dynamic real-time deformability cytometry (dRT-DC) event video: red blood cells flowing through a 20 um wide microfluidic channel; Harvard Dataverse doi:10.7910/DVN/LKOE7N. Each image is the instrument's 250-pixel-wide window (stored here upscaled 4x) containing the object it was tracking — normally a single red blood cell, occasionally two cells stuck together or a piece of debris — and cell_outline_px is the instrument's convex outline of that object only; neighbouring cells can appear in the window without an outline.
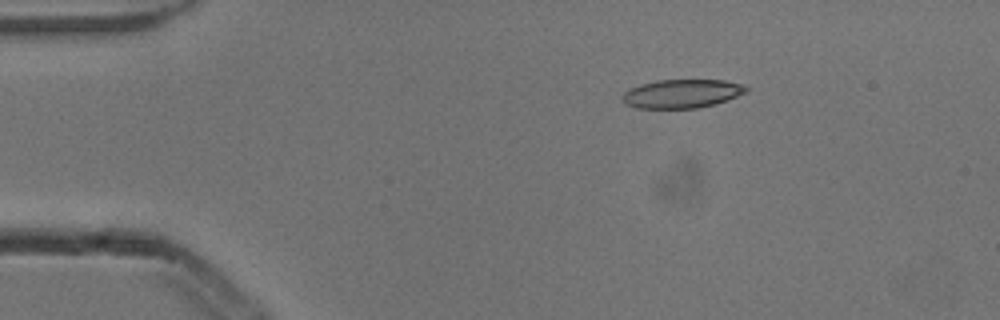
{"species": "common noctule bat (a hibernating species)", "species_latin": "Nyctalus noctula", "temperature_condition": "cold", "stored_images_in_passage": 2, "camera_frame_rate_fps": 3000, "um_per_image_px": 0.085, "animal": {"sex": "male", "body_mass_g": 13.3}, "frame": {"image": 1, "passage_image": 2, "time_ms": 0.333, "image_size_px": [1000, 320], "cell_outline_px": [[748, 92], [716, 104], [696, 108], [636, 108], [624, 104], [620, 100], [620, 96], [628, 88], [640, 84], [656, 80], [724, 80], [744, 84], [748, 88]], "centroid_in_image_um": [57.92, 7.96], "position_along_channel_um": 27.1, "area_um2": 21.04}}